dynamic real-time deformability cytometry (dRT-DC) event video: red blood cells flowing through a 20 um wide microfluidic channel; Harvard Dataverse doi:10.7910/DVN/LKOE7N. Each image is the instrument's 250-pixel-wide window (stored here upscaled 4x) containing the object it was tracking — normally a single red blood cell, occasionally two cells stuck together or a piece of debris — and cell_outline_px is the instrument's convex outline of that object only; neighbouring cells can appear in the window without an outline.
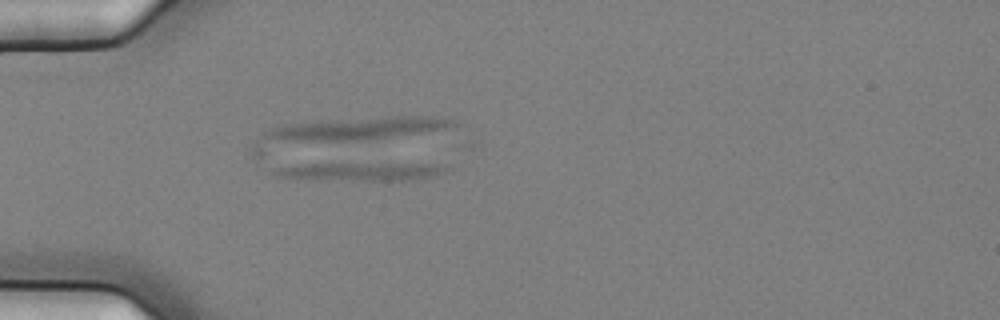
{"species": "common noctule bat (a hibernating species)", "species_latin": "Nyctalus noctula", "temperature_condition": "cold", "stored_images_in_passage": 3, "camera_frame_rate_fps": 3000, "um_per_image_px": 0.085, "animal": {"sex": "female", "body_mass_g": 25.1}, "frame": {"image": 1, "passage_image": 3, "time_ms": 0.667, "image_size_px": [1000, 320], "cell_outline_px": [[452, 168], [444, 172], [420, 180], [312, 180], [276, 176], [272, 172], [272, 164], [448, 164]], "centroid_in_image_um": [30.53, 14.58], "position_along_channel_um": 54.5, "area_um2": 18.79}}